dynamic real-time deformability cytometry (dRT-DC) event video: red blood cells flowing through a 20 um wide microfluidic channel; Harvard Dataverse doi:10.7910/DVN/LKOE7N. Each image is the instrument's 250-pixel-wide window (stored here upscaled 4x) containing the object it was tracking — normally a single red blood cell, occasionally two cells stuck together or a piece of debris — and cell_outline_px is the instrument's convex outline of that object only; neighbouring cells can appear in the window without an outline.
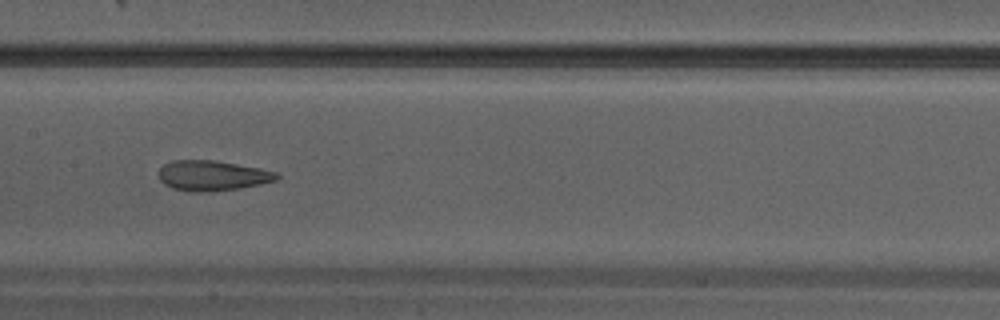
{"species": "Egyptian fruit bat (a non-hibernating species)", "species_latin": "Rousettus aegyptiacus", "temperature_condition": "warm", "stored_images_in_passage": 30, "camera_frame_rate_fps": 3000, "um_per_image_px": 0.085, "animal": {"sex": "male"}, "frame": {"image": 1, "passage_image": 13, "time_ms": 4.0, "image_size_px": [1000, 320], "cell_outline_px": [[280, 176], [276, 180], [260, 184], [240, 188], [212, 192], [188, 192], [172, 188], [164, 184], [160, 180], [156, 172], [164, 164], [172, 160], [212, 160], [236, 164], [276, 172]], "centroid_in_image_um": [17.98, 14.94], "position_along_channel_um": 189.4, "area_um2": 20.87}}